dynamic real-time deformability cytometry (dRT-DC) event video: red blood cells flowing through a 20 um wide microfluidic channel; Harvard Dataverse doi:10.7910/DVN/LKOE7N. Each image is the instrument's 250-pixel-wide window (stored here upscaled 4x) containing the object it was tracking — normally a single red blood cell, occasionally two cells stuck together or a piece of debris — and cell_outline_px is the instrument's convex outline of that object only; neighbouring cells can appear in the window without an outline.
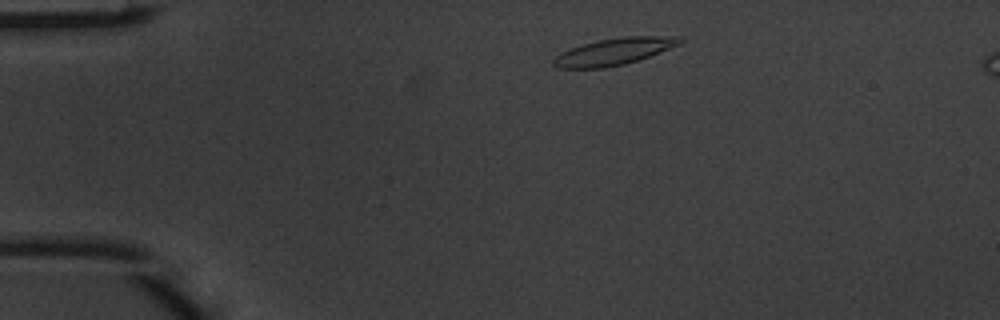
{"species": "common noctule bat (a hibernating species)", "species_latin": "Nyctalus noctula", "temperature_condition": "warm", "stored_images_in_passage": 3, "camera_frame_rate_fps": 3000, "um_per_image_px": 0.085, "animal": {"sex": "male", "body_mass_g": 20.1, "forearm_length_mm": 53.5}, "frame": {"image": 1, "passage_image": 1, "time_ms": 0.0, "image_size_px": [1000, 320], "cell_outline_px": [[684, 40], [680, 44], [640, 60], [624, 64], [604, 68], [556, 68], [552, 64], [552, 60], [556, 56], [572, 48], [596, 40], [624, 36], [680, 36]], "centroid_in_image_um": [52.22, 4.38], "position_along_channel_um": 32.8, "area_um2": 19.77}}
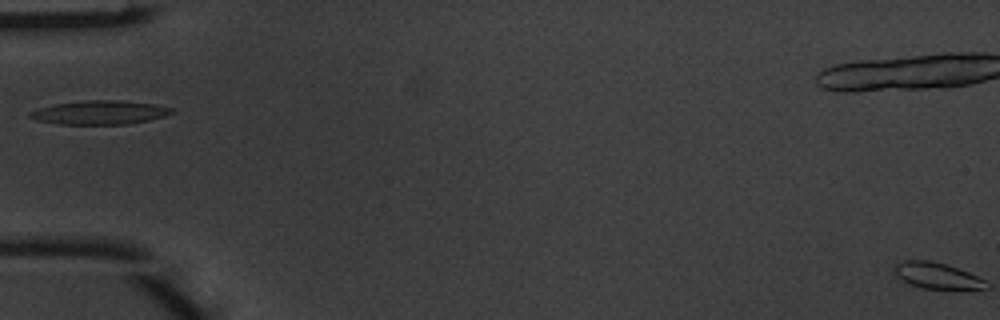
{"frame": {"image": 2, "passage_image": 3, "time_ms": 0.667, "image_size_px": [1000, 320], "cell_outline_px": [[176, 112], [164, 116], [148, 120], [128, 124], [56, 124], [36, 120], [28, 116], [28, 112], [40, 108], [56, 104], [88, 100], [120, 100], [156, 104], [172, 108]], "centroid_in_image_um": [8.5, 9.56], "position_along_channel_um": 76.5, "area_um2": 19.65}}